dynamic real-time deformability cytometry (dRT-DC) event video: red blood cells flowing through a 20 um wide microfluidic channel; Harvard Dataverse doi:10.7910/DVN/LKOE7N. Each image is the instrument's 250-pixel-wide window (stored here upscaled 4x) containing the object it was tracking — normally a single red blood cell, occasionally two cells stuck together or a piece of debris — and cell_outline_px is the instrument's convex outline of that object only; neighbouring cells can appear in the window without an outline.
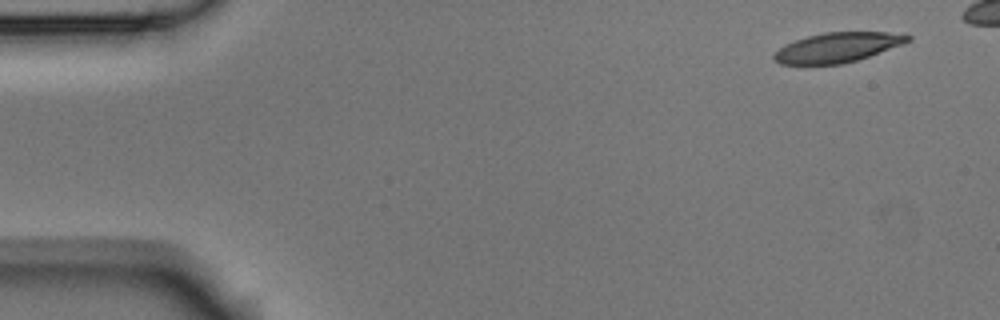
{"species": "Egyptian fruit bat (a non-hibernating species)", "species_latin": "Rousettus aegyptiacus", "temperature_condition": "room temperature", "stored_images_in_passage": 5, "camera_frame_rate_fps": 3000, "um_per_image_px": 0.085, "animal": {"sex": "male"}, "frame": {"image": 1, "passage_image": 1, "time_ms": 0.0, "image_size_px": [1000, 320], "cell_outline_px": [[912, 40], [868, 56], [856, 60], [840, 64], [780, 64], [772, 60], [772, 56], [784, 44], [808, 36], [824, 32], [888, 32], [912, 36]], "centroid_in_image_um": [71.14, 4.03], "position_along_channel_um": 13.9, "area_um2": 22.89}}
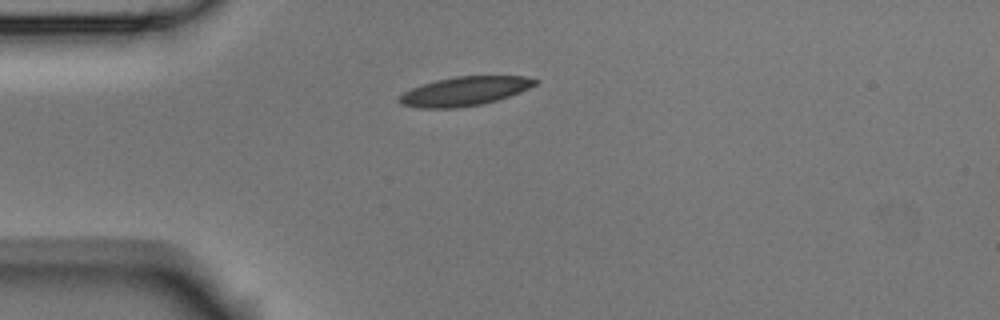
{"frame": {"image": 2, "passage_image": 5, "time_ms": 1.333, "image_size_px": [1000, 320], "cell_outline_px": [[540, 80], [536, 84], [520, 92], [496, 100], [480, 104], [456, 108], [420, 108], [400, 104], [396, 100], [404, 92], [412, 88], [436, 80], [456, 76], [524, 76]], "centroid_in_image_um": [39.48, 7.75], "position_along_channel_um": 45.5, "area_um2": 22.77}}